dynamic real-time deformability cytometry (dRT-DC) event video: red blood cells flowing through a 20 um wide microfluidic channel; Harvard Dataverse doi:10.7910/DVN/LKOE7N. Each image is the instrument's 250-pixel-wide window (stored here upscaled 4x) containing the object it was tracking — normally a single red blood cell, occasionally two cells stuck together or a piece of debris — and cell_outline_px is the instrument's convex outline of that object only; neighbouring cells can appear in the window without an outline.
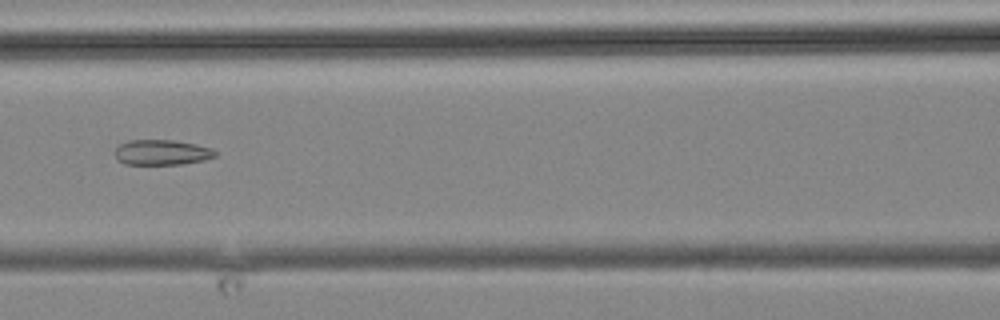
{"species": "common noctule bat (a hibernating species)", "species_latin": "Nyctalus noctula", "temperature_condition": "cold", "stored_images_in_passage": 14, "camera_frame_rate_fps": 3000, "um_per_image_px": 0.085, "animal": {"sex": "male", "body_mass_g": 19.2, "forearm_length_mm": 51.8}, "frame": {"image": 1, "passage_image": 14, "time_ms": 16.0, "image_size_px": [1000, 320], "cell_outline_px": [[216, 156], [204, 160], [180, 164], [124, 164], [116, 160], [116, 148], [120, 144], [128, 140], [172, 140], [196, 144], [212, 148], [216, 152]], "centroid_in_image_um": [13.74, 12.95], "position_along_channel_um": 152.9, "area_um2": 14.74}}